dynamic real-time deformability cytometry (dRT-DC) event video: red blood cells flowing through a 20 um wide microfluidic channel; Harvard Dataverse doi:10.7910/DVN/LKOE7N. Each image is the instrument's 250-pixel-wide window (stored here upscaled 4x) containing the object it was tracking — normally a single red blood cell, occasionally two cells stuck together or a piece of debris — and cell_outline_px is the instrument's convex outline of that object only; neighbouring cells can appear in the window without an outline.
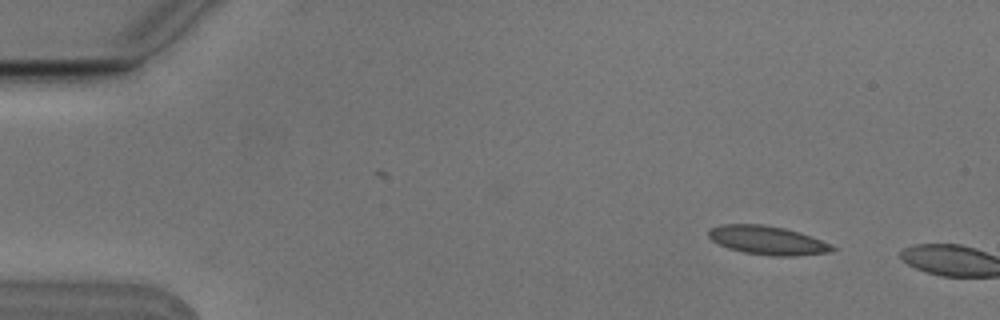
{"species": "Egyptian fruit bat (a non-hibernating species)", "species_latin": "Rousettus aegyptiacus", "temperature_condition": "cold", "stored_images_in_passage": 3, "camera_frame_rate_fps": 3000, "um_per_image_px": 0.085, "animal": {"sex": "male"}, "frame": {"image": 1, "passage_image": 2, "time_ms": 0.333, "image_size_px": [1000, 320], "cell_outline_px": [[840, 248], [828, 252], [796, 256], [772, 256], [744, 252], [728, 248], [712, 240], [708, 236], [708, 228], [720, 224], [764, 224], [784, 228], [832, 244]], "centroid_in_image_um": [65.21, 20.42], "position_along_channel_um": 19.8, "area_um2": 20.63}}